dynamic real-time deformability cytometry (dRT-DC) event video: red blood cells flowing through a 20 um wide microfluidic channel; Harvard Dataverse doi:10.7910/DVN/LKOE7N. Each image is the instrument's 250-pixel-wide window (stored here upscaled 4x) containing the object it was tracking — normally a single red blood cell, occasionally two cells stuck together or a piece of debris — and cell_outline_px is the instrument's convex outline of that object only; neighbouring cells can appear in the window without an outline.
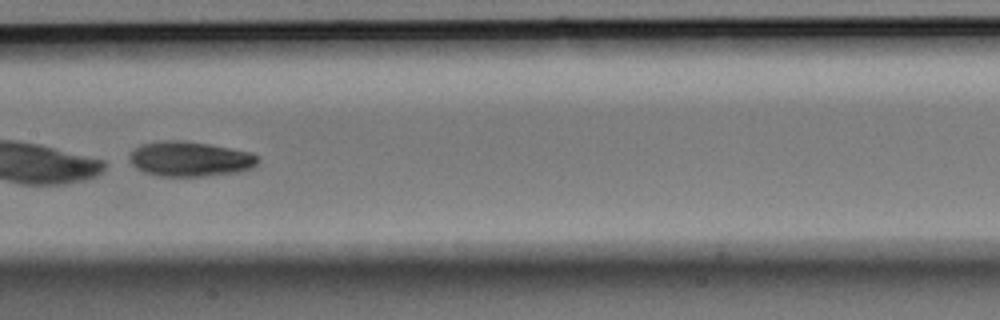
{"species": "Egyptian fruit bat (a non-hibernating species)", "species_latin": "Rousettus aegyptiacus", "temperature_condition": "room temperature", "stored_images_in_passage": 8, "camera_frame_rate_fps": 3000, "um_per_image_px": 0.085, "animal": {"sex": "male"}, "frame": {"image": 1, "passage_image": 8, "time_ms": 2.333, "image_size_px": [1000, 320], "cell_outline_px": [[260, 160], [252, 168], [236, 172], [204, 176], [160, 176], [144, 172], [136, 168], [128, 160], [128, 152], [140, 144], [160, 140], [176, 140], [208, 144], [252, 152]], "centroid_in_image_um": [16.09, 13.5], "position_along_channel_um": 191.3, "area_um2": 26.3}}